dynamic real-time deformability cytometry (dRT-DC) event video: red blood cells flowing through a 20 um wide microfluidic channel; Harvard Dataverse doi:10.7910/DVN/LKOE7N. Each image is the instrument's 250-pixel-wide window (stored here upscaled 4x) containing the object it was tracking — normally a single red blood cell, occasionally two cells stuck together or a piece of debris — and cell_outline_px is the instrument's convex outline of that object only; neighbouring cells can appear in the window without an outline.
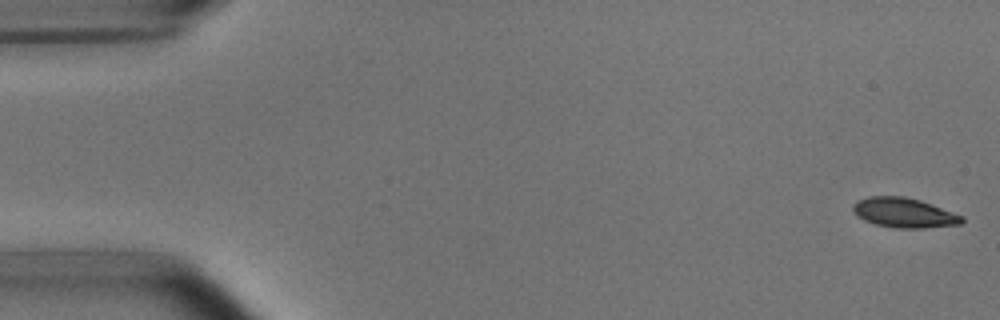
{"species": "common noctule bat (a hibernating species)", "species_latin": "Nyctalus noctula", "temperature_condition": "room temperature", "stored_images_in_passage": 52, "camera_frame_rate_fps": 3000, "um_per_image_px": 0.085, "animal": {"sex": "male", "body_mass_g": 15.6}, "frame": {"image": 1, "passage_image": 1, "time_ms": 0.0, "image_size_px": [1000, 320], "cell_outline_px": [[964, 220], [960, 224], [924, 228], [896, 228], [876, 224], [864, 220], [856, 216], [852, 212], [852, 204], [856, 200], [868, 196], [904, 196], [920, 200], [932, 204], [964, 216]], "centroid_in_image_um": [76.81, 18.07], "position_along_channel_um": 8.2, "area_um2": 19.07}}
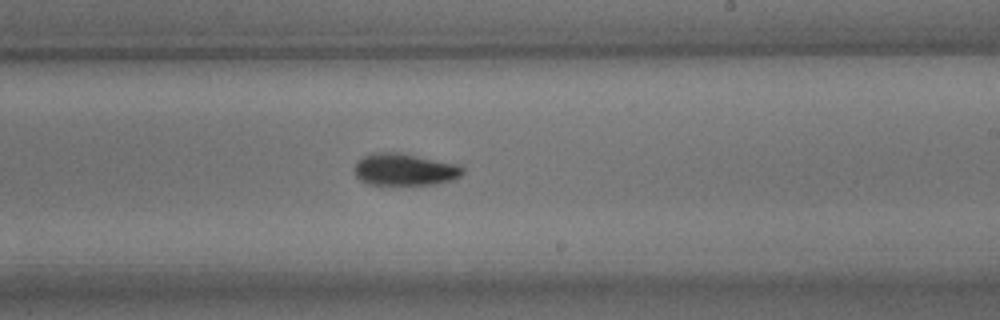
{"frame": {"image": 2, "passage_image": 31, "time_ms": 10.0, "image_size_px": [1000, 320], "cell_outline_px": [[464, 172], [460, 176], [452, 180], [432, 184], [368, 184], [360, 180], [356, 176], [352, 168], [364, 156], [372, 152], [400, 152], [460, 164], [464, 168]], "centroid_in_image_um": [34.4, 14.39], "position_along_channel_um": 254.6, "area_um2": 20.35}}
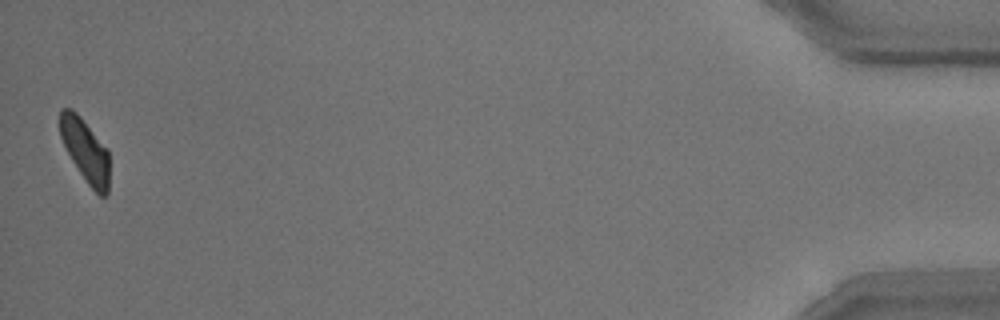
{"frame": {"image": 3, "passage_image": 52, "time_ms": 17.0, "image_size_px": [1000, 320], "cell_outline_px": [[108, 192], [104, 196], [100, 196], [88, 184], [72, 160], [60, 136], [60, 112], [64, 108], [72, 108], [80, 116], [108, 148]], "centroid_in_image_um": [7.26, 12.77], "position_along_channel_um": 427.9, "area_um2": 17.86}, "authors_computed_cell_mechanics": {"area_um2": 19.6231, "velocity_mm_per_s": 3.7728, "shape_relaxation_time_tau1_ms": 3.0129, "shape_relaxation_time_tau2_ms": 3.992, "deformation_change_tau1": 0.1146, "deformation_change_tau2": 0.0805}}